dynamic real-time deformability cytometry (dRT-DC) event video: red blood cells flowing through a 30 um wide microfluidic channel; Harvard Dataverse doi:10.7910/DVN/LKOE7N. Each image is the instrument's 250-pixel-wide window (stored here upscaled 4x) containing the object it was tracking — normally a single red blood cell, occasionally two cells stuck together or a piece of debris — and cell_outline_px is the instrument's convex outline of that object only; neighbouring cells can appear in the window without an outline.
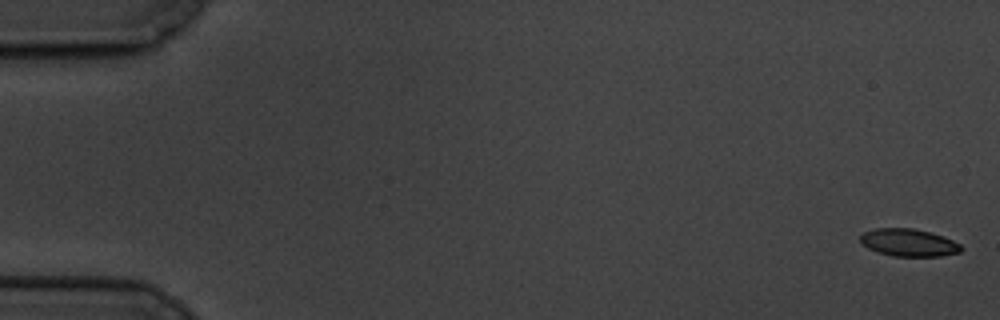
{"species": "common noctule bat (a hibernating species)", "species_latin": "Nyctalus noctula", "temperature_condition": "cold", "stored_images_in_passage": 17, "camera_frame_rate_fps": 3000, "um_per_image_px": 0.085, "animal": {"sex": "male", "body_mass_g": 19.5, "forearm_length_mm": 54.6}, "frame": {"image": 1, "passage_image": 1, "time_ms": 0.0, "image_size_px": [1000, 320], "cell_outline_px": [[964, 248], [960, 252], [940, 256], [892, 256], [876, 252], [860, 244], [860, 236], [864, 232], [876, 228], [912, 228], [944, 236], [960, 244]], "centroid_in_image_um": [77.22, 20.63], "position_along_channel_um": 7.8, "area_um2": 16.24}}
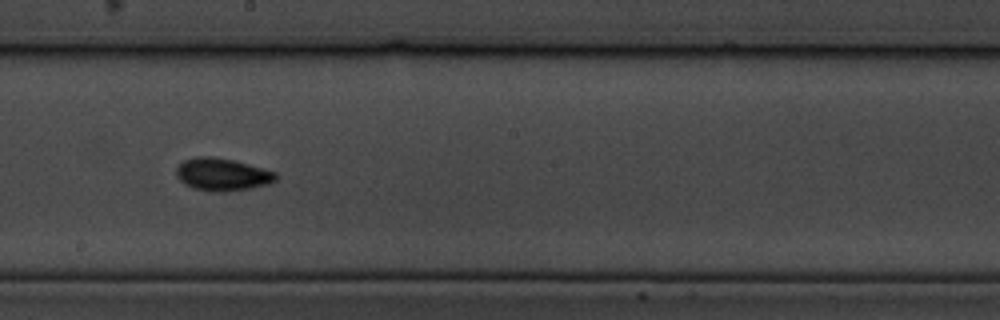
{"frame": {"image": 2, "passage_image": 10, "time_ms": 11.0, "image_size_px": [1000, 320], "cell_outline_px": [[276, 180], [268, 184], [252, 188], [224, 192], [212, 192], [192, 188], [184, 184], [176, 176], [176, 168], [184, 160], [196, 156], [212, 156], [232, 160], [248, 164], [276, 172]], "centroid_in_image_um": [18.86, 14.84], "position_along_channel_um": 229.3, "area_um2": 18.96}}
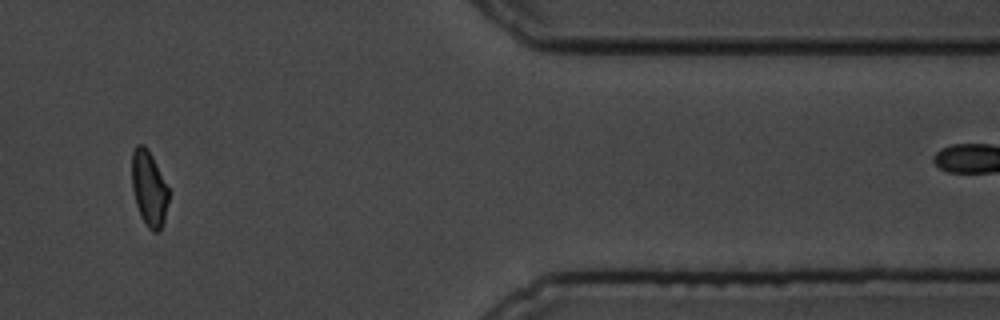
{"frame": {"image": 3, "passage_image": 15, "time_ms": 17.0, "image_size_px": [1000, 320], "cell_outline_px": [[168, 200], [164, 220], [160, 228], [156, 232], [152, 232], [148, 228], [140, 216], [136, 204], [132, 188], [132, 152], [136, 144], [144, 144], [148, 148], [168, 188]], "centroid_in_image_um": [12.64, 16.0], "position_along_channel_um": 398.8, "area_um2": 16.01}, "authors_computed_cell_mechanics": {"area_um2": 16.762, "velocity_mm_per_s": 3.354, "shape_relaxation_time_tau1_ms": 2.1976, "shape_relaxation_time_tau2_ms": 6.2002, "deformation_change_tau1": 0.0845, "deformation_change_tau2": 0.0832}}